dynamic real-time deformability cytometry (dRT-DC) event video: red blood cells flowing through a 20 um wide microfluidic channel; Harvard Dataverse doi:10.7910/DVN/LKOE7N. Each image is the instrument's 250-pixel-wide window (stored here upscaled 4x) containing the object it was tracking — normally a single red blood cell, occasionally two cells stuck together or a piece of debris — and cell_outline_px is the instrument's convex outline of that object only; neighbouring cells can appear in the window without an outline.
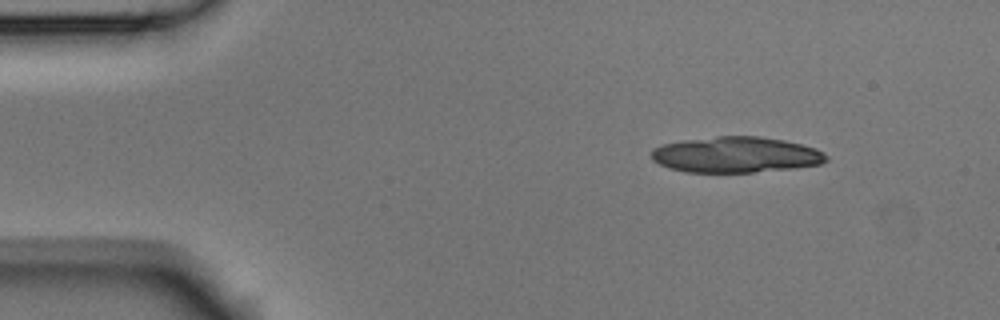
{"species": "Egyptian fruit bat (a non-hibernating species)", "species_latin": "Rousettus aegyptiacus", "temperature_condition": "room temperature", "stored_images_in_passage": 3, "camera_frame_rate_fps": 3000, "um_per_image_px": 0.085, "animal": {"sex": "male"}, "frame": {"image": 1, "passage_image": 1, "time_ms": 0.0, "image_size_px": [1000, 320], "cell_outline_px": [[828, 160], [820, 164], [796, 168], [752, 172], [684, 172], [668, 168], [652, 160], [652, 148], [664, 144], [684, 140], [716, 136], [760, 136], [784, 140], [816, 148], [824, 152], [828, 156]], "centroid_in_image_um": [62.57, 13.15], "position_along_channel_um": 22.4, "area_um2": 36.65}}